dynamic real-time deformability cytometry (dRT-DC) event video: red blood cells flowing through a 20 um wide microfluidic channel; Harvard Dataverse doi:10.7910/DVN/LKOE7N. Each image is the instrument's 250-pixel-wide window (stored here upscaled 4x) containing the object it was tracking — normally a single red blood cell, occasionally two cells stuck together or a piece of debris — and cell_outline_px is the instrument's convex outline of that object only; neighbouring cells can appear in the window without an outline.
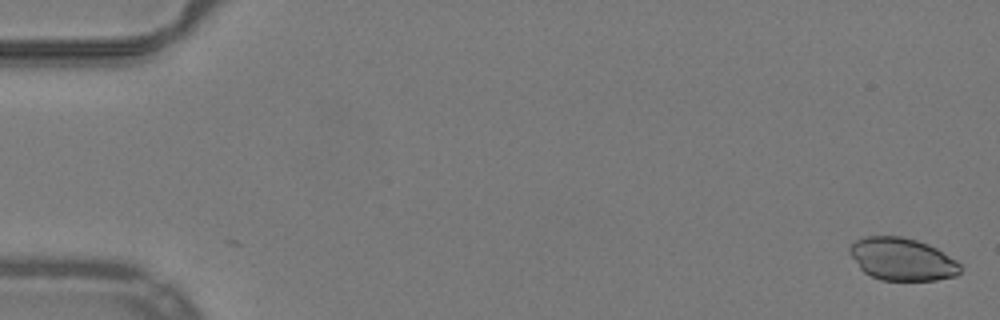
{"species": "common noctule bat (a hibernating species)", "species_latin": "Nyctalus noctula", "temperature_condition": "warm", "stored_images_in_passage": 3, "camera_frame_rate_fps": 3000, "um_per_image_px": 0.085, "animal": {"sex": "male", "body_mass_g": 19.2, "forearm_length_mm": 51.8}, "frame": {"image": 1, "passage_image": 3, "time_ms": 0.667, "image_size_px": [1000, 320], "cell_outline_px": [[960, 272], [956, 276], [936, 280], [880, 280], [864, 272], [860, 268], [848, 252], [848, 248], [856, 240], [868, 236], [900, 236], [916, 240], [928, 244], [936, 248], [956, 260], [960, 264]], "centroid_in_image_um": [76.67, 22.03], "position_along_channel_um": 8.3, "area_um2": 27.34}}